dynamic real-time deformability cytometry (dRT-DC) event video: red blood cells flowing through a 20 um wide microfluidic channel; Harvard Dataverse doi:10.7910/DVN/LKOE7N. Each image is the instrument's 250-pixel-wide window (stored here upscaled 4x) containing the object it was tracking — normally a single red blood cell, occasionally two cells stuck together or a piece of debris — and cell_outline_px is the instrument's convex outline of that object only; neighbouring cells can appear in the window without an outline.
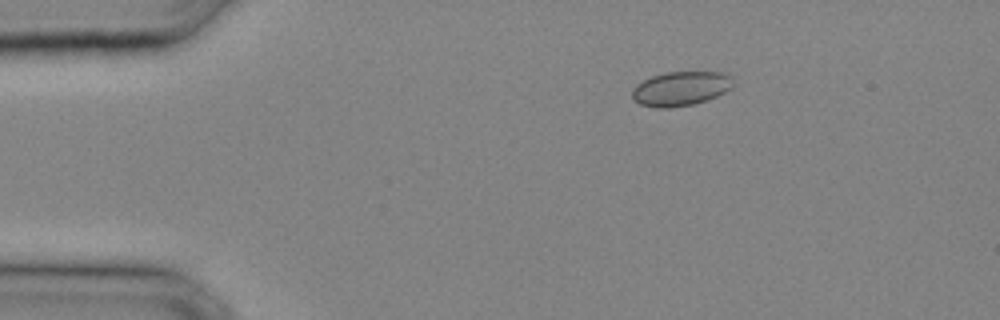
{"species": "common noctule bat (a hibernating species)", "species_latin": "Nyctalus noctula", "temperature_condition": "cold", "stored_images_in_passage": 24, "camera_frame_rate_fps": 3000, "um_per_image_px": 0.085, "animal": {"sex": "male", "body_mass_g": 20.4}, "frame": {"image": 1, "passage_image": 1, "time_ms": 0.0, "image_size_px": [1000, 320], "cell_outline_px": [[732, 88], [716, 96], [692, 104], [668, 108], [656, 108], [640, 104], [632, 96], [632, 88], [636, 84], [652, 76], [668, 72], [728, 72], [732, 76]], "centroid_in_image_um": [57.87, 7.52], "position_along_channel_um": 27.1, "area_um2": 20.11}}
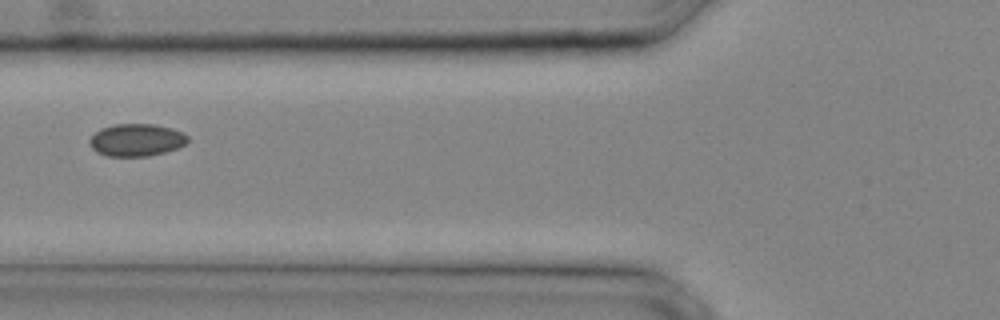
{"frame": {"image": 2, "passage_image": 8, "time_ms": 2.333, "image_size_px": [1000, 320], "cell_outline_px": [[188, 140], [180, 148], [148, 156], [108, 156], [96, 152], [88, 144], [88, 140], [100, 128], [116, 124], [156, 124], [172, 128], [188, 136]], "centroid_in_image_um": [11.58, 11.9], "position_along_channel_um": 114.2, "area_um2": 18.61}}
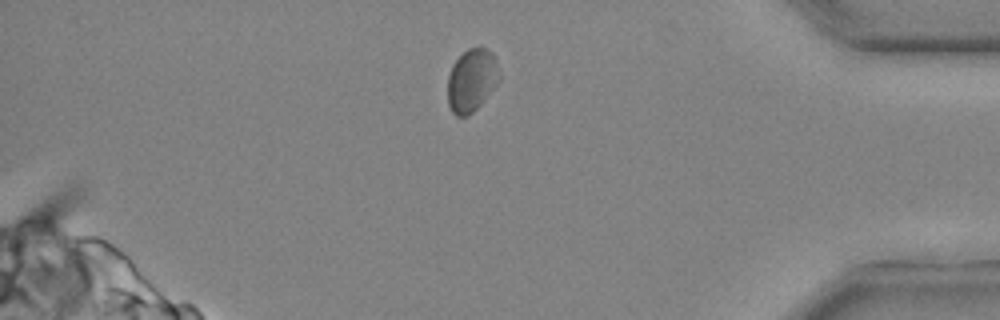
{"frame": {"image": 3, "passage_image": 23, "time_ms": 7.333, "image_size_px": [1000, 320], "cell_outline_px": [[500, 80], [480, 104], [468, 116], [456, 116], [452, 112], [448, 104], [448, 72], [452, 64], [468, 48], [480, 44], [488, 48], [492, 52], [500, 72]], "centroid_in_image_um": [40.09, 6.77], "position_along_channel_um": 395.1, "area_um2": 19.19}}